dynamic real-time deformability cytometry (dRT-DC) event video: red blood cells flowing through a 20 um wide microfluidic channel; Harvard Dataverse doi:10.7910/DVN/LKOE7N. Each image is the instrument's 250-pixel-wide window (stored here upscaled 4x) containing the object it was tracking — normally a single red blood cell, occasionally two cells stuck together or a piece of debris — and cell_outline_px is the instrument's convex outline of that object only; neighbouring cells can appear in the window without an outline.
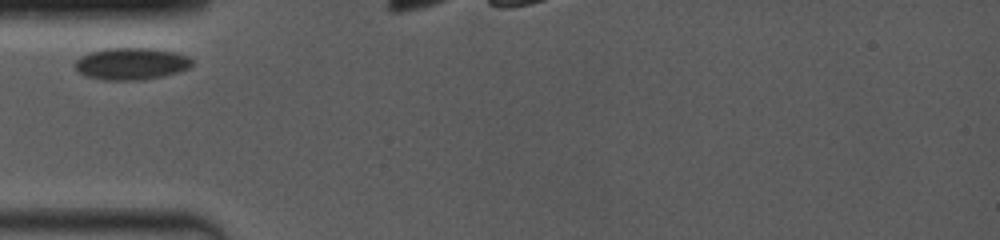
{"species": "common noctule bat (a hibernating species)", "species_latin": "Nyctalus noctula", "temperature_condition": "room temperature", "stored_images_in_passage": 4, "camera_frame_rate_fps": 4000, "um_per_image_px": 0.085, "animal": {"sex": "female", "body_mass_g": 19.0, "forearm_length_mm": 53.3}, "frame": {"image": 1, "passage_image": 1, "time_ms": 0.0, "image_size_px": [1000, 240], "cell_outline_px": [[192, 64], [188, 68], [176, 72], [160, 76], [140, 80], [104, 80], [88, 76], [76, 72], [76, 60], [80, 56], [88, 52], [108, 48], [148, 48], [176, 52], [188, 56], [192, 60]], "centroid_in_image_um": [11.13, 5.41], "position_along_channel_um": 73.9, "area_um2": 21.68}}